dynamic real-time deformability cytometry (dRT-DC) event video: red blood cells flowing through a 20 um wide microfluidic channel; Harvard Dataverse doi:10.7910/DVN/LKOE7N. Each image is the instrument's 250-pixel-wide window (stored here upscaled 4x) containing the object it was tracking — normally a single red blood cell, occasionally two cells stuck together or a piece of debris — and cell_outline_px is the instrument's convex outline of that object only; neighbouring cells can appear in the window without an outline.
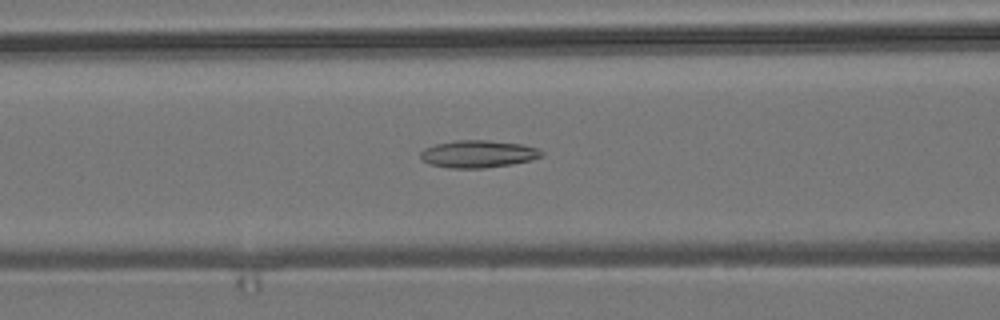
{"species": "common noctule bat (a hibernating species)", "species_latin": "Nyctalus noctula", "temperature_condition": "room temperature", "stored_images_in_passage": 53, "camera_frame_rate_fps": 3000, "um_per_image_px": 0.085, "animal": {"sex": "male", "body_mass_g": 19.2, "forearm_length_mm": 51.8}, "frame": {"image": 1, "passage_image": 21, "time_ms": 6.667, "image_size_px": [1000, 320], "cell_outline_px": [[544, 156], [532, 160], [512, 164], [484, 168], [448, 168], [428, 164], [420, 156], [420, 152], [424, 148], [436, 144], [456, 140], [488, 140], [524, 144], [540, 148], [544, 152]], "centroid_in_image_um": [40.69, 13.08], "position_along_channel_um": 125.9, "area_um2": 19.59}}
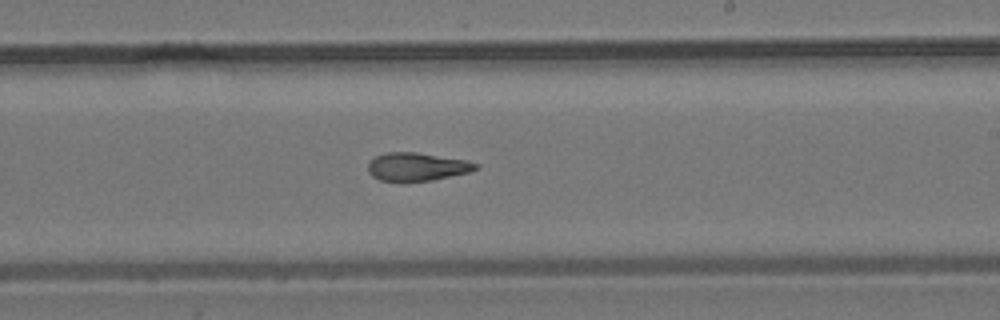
{"frame": {"image": 2, "passage_image": 31, "time_ms": 10.0, "image_size_px": [1000, 320], "cell_outline_px": [[480, 164], [476, 168], [468, 172], [432, 180], [380, 180], [372, 176], [368, 172], [368, 164], [376, 156], [388, 152], [416, 152], [464, 160]], "centroid_in_image_um": [35.42, 14.16], "position_along_channel_um": 253.6, "area_um2": 17.17}}
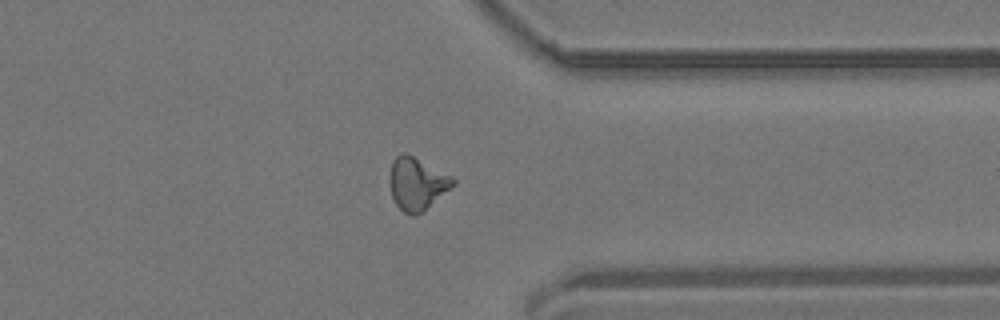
{"frame": {"image": 3, "passage_image": 41, "time_ms": 13.333, "image_size_px": [1000, 320], "cell_outline_px": [[456, 184], [424, 212], [412, 216], [404, 212], [396, 204], [392, 196], [388, 180], [392, 160], [400, 152], [404, 152], [452, 176], [456, 180]], "centroid_in_image_um": [35.44, 15.63], "position_along_channel_um": 376.0, "area_um2": 19.59}, "authors_computed_cell_mechanics": {"area_um2": 18.6694, "velocity_mm_per_s": 3.8329, "shape_relaxation_time_tau1_ms": null, "shape_relaxation_time_tau2_ms": 4.7774, "deformation_change_tau1": null, "deformation_change_tau2": 0.1442}}